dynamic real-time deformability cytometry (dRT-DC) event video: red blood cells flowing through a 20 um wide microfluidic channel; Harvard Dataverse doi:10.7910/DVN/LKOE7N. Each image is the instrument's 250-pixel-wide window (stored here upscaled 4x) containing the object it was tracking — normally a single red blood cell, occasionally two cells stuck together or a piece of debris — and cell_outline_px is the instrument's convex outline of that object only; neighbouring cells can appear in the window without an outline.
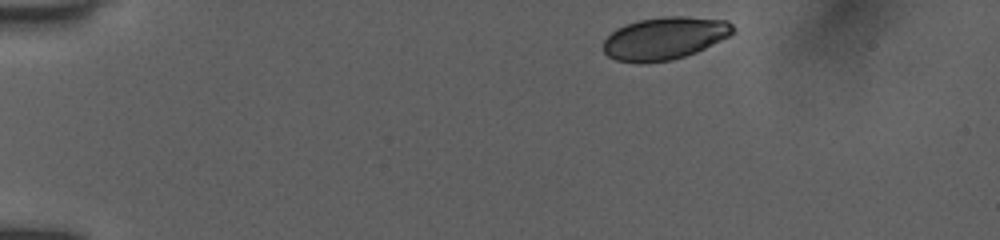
{"species": "human", "species_latin": "Homo sapiens", "temperature_condition": "room temperature", "stored_images_in_passage": 14, "camera_frame_rate_fps": 3000, "um_per_image_px": 0.085, "donor": {"sex": "female"}, "frame": {"image": 1, "passage_image": 1, "time_ms": 0.0, "image_size_px": [1000, 240], "cell_outline_px": [[736, 28], [728, 36], [696, 52], [672, 60], [616, 60], [608, 56], [604, 52], [604, 40], [616, 28], [640, 20], [664, 16], [684, 16], [728, 20]], "centroid_in_image_um": [56.53, 3.21], "position_along_channel_um": 28.5, "area_um2": 31.27}}
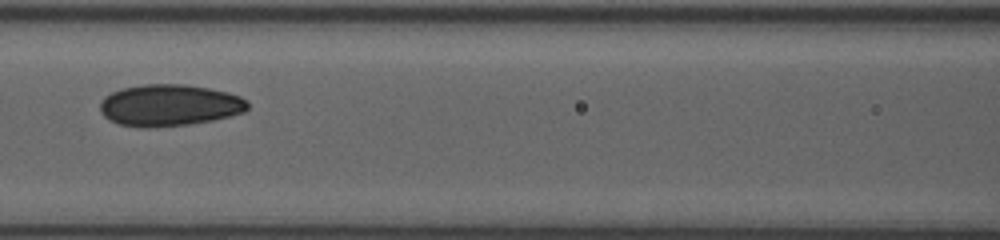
{"frame": {"image": 2, "passage_image": 10, "time_ms": 5.333, "image_size_px": [1000, 240], "cell_outline_px": [[248, 108], [244, 112], [232, 116], [212, 120], [188, 124], [148, 128], [120, 124], [104, 116], [100, 112], [100, 100], [104, 96], [112, 92], [124, 88], [144, 84], [184, 84], [208, 88], [228, 92], [240, 96], [248, 100]], "centroid_in_image_um": [14.42, 8.94], "position_along_channel_um": 152.2, "area_um2": 35.84}}
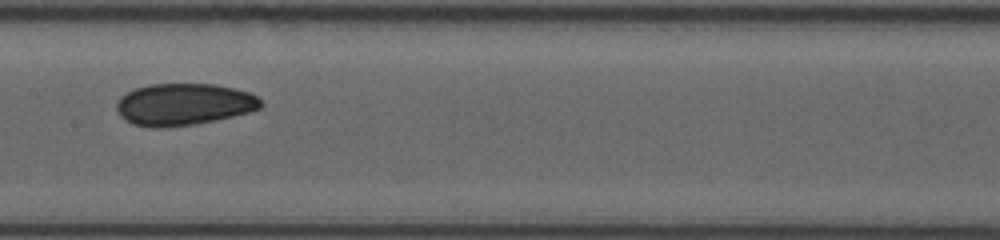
{"frame": {"image": 3, "passage_image": 12, "time_ms": 6.333, "image_size_px": [1000, 240], "cell_outline_px": [[264, 104], [260, 108], [248, 112], [232, 116], [196, 124], [156, 128], [132, 124], [124, 120], [120, 116], [116, 108], [116, 104], [120, 96], [136, 88], [148, 84], [216, 84], [248, 92], [256, 96]], "centroid_in_image_um": [15.59, 8.87], "position_along_channel_um": 191.8, "area_um2": 35.14}}